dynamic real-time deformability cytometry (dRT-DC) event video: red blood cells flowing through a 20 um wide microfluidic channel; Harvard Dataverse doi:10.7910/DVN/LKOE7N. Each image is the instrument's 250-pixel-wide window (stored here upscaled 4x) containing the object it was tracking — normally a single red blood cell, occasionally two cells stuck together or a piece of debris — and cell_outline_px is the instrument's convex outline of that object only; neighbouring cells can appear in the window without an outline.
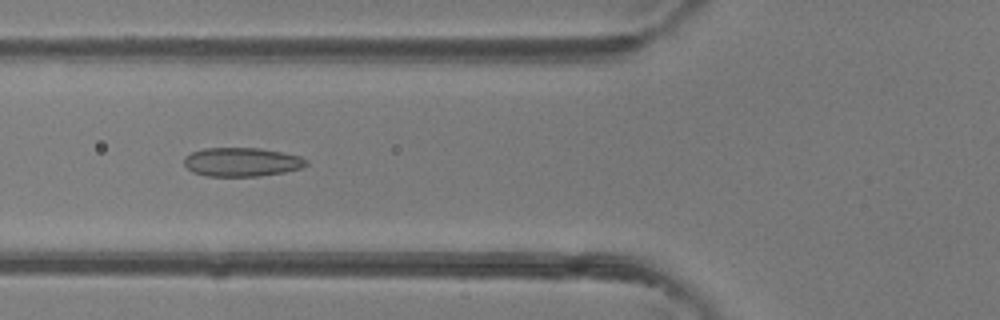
{"species": "common noctule bat (a hibernating species)", "species_latin": "Nyctalus noctula", "temperature_condition": "room temperature", "stored_images_in_passage": 36, "camera_frame_rate_fps": 3000, "um_per_image_px": 0.085, "animal": {"sex": "female"}, "frame": {"image": 1, "passage_image": 8, "time_ms": 2.333, "image_size_px": [1000, 320], "cell_outline_px": [[308, 164], [300, 168], [284, 172], [260, 176], [208, 176], [192, 172], [184, 164], [184, 156], [192, 152], [204, 148], [260, 148], [300, 156], [308, 160]], "centroid_in_image_um": [20.54, 13.77], "position_along_channel_um": 105.3, "area_um2": 20.52}}
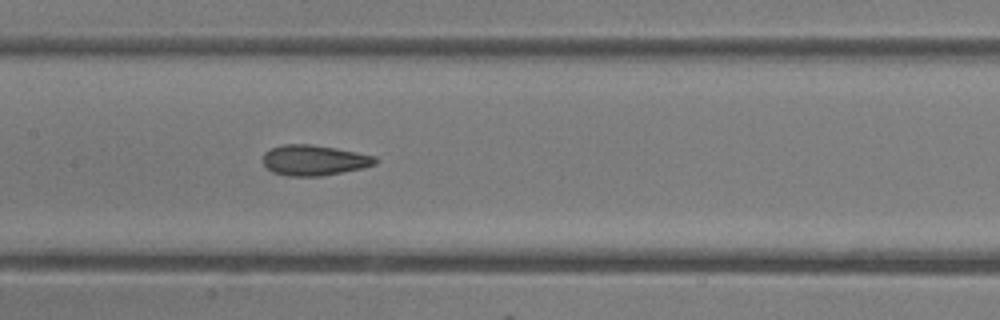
{"frame": {"image": 2, "passage_image": 13, "time_ms": 4.0, "image_size_px": [1000, 320], "cell_outline_px": [[376, 164], [364, 168], [320, 176], [288, 176], [272, 172], [264, 164], [264, 152], [272, 148], [284, 144], [312, 144], [336, 148], [376, 156]], "centroid_in_image_um": [26.71, 13.62], "position_along_channel_um": 180.7, "area_um2": 19.88}}
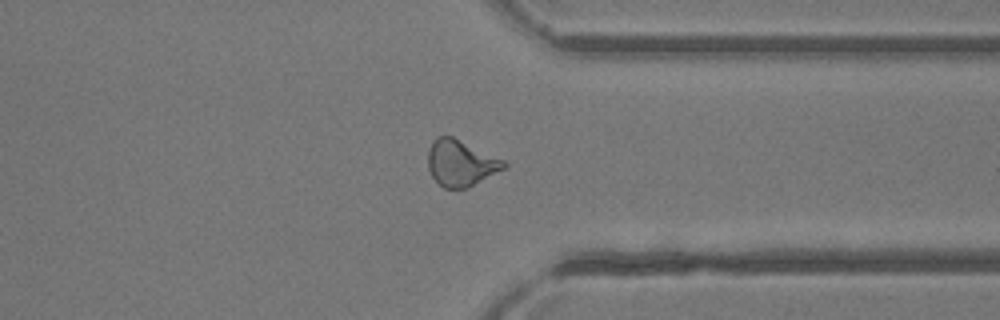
{"frame": {"image": 3, "passage_image": 26, "time_ms": 8.333, "image_size_px": [1000, 320], "cell_outline_px": [[508, 164], [504, 168], [468, 188], [444, 188], [432, 176], [428, 168], [428, 148], [432, 140], [436, 136], [452, 136], [504, 160]], "centroid_in_image_um": [39.13, 13.84], "position_along_channel_um": 372.3, "area_um2": 20.29}, "authors_computed_cell_mechanics": {"area_um2": 20.4901, "velocity_mm_per_s": 4.486, "shape_relaxation_time_tau1_ms": null, "shape_relaxation_time_tau2_ms": 1.8719, "deformation_change_tau1": null, "deformation_change_tau2": 0.0918}}